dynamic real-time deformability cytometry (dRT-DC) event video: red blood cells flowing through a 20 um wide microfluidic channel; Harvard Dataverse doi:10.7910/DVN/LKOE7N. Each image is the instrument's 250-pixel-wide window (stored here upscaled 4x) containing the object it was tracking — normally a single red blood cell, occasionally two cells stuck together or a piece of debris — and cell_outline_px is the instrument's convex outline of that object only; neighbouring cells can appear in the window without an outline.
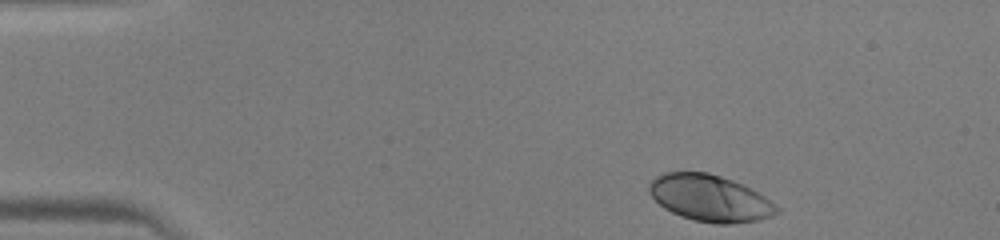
{"species": "human", "species_latin": "Homo sapiens", "temperature_condition": "warm", "stored_images_in_passage": 41, "camera_frame_rate_fps": 3000, "um_per_image_px": 0.085, "donor": {"sex": "male"}, "frame": {"image": 1, "passage_image": 1, "time_ms": 0.0, "image_size_px": [1000, 240], "cell_outline_px": [[780, 212], [772, 216], [760, 220], [732, 224], [716, 224], [692, 220], [680, 216], [664, 208], [648, 192], [648, 184], [656, 176], [664, 172], [708, 172], [732, 180], [752, 188], [776, 204], [780, 208]], "centroid_in_image_um": [60.36, 16.85], "position_along_channel_um": 24.6, "area_um2": 34.91}}
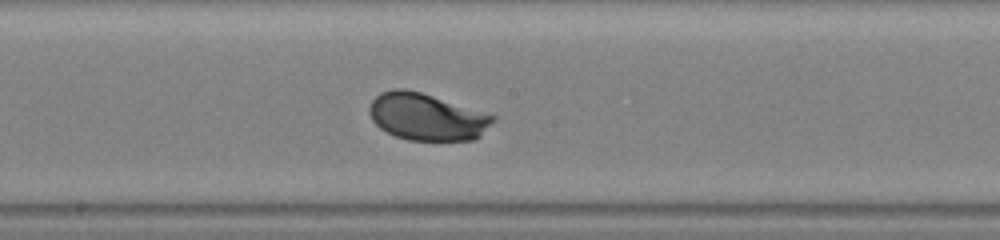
{"frame": {"image": 2, "passage_image": 20, "time_ms": 6.333, "image_size_px": [1000, 240], "cell_outline_px": [[496, 120], [480, 136], [472, 140], [408, 140], [396, 136], [380, 128], [372, 120], [368, 112], [368, 108], [372, 100], [380, 92], [392, 88], [404, 88], [420, 92], [496, 116]], "centroid_in_image_um": [36.25, 9.93], "position_along_channel_um": 212.0, "area_um2": 33.76}}
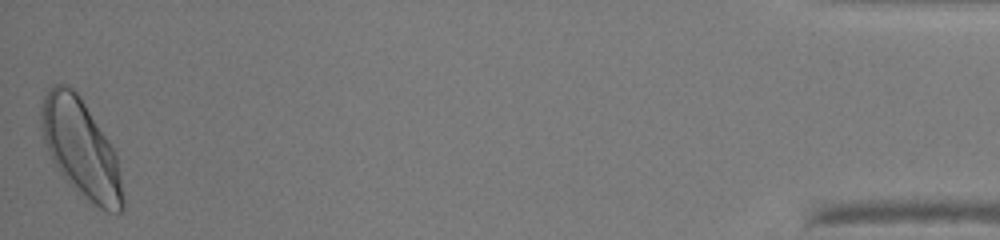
{"frame": {"image": 3, "passage_image": 41, "time_ms": 13.333, "image_size_px": [1000, 240], "cell_outline_px": [[124, 208], [120, 212], [108, 212], [100, 208], [76, 192], [60, 172], [52, 160], [44, 140], [40, 124], [40, 108], [44, 96], [48, 88], [52, 84], [68, 84], [80, 96], [108, 140], [116, 156], [120, 176], [124, 200]], "centroid_in_image_um": [6.86, 12.6], "position_along_channel_um": 428.3, "area_um2": 46.12}}